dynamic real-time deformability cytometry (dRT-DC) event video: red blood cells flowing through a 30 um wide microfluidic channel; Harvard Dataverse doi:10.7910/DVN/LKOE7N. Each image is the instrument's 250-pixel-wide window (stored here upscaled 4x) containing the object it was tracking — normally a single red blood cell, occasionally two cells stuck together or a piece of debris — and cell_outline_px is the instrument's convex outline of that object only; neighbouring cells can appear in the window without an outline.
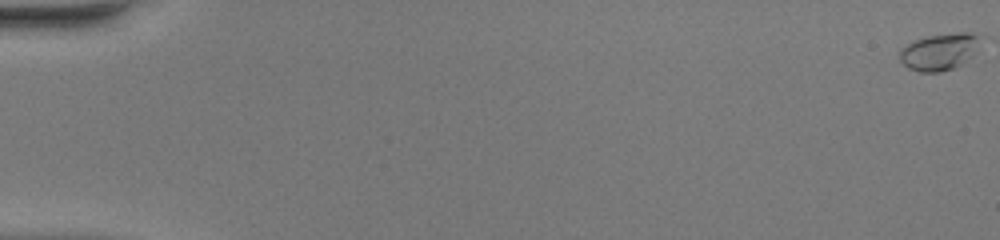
{"species": "common noctule bat (a hibernating species)", "species_latin": "Nyctalus noctula", "temperature_condition": "warm", "stored_images_in_passage": 52, "camera_frame_rate_fps": 3000, "um_per_image_px": 0.085, "animal": {"sex": "female", "body_mass_g": 20.0, "forearm_length_mm": 54.0}, "frame": {"image": 1, "passage_image": 1, "time_ms": 0.0, "image_size_px": [1000, 240], "cell_outline_px": [[976, 40], [972, 56], [960, 64], [952, 68], [940, 72], [920, 72], [908, 68], [900, 60], [900, 48], [916, 40], [928, 36], [960, 32], [968, 32], [976, 36]], "centroid_in_image_um": [79.75, 4.42], "position_along_channel_um": 5.2, "area_um2": 16.59}}
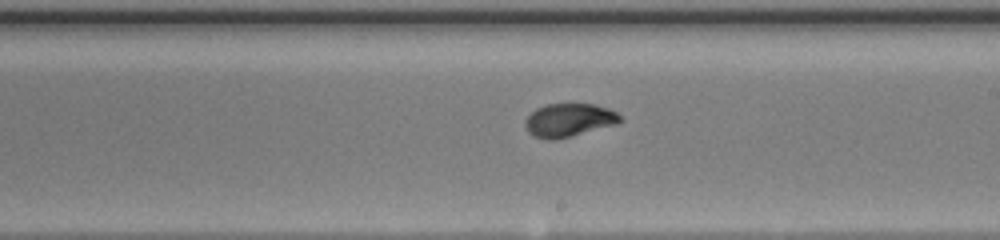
{"frame": {"image": 2, "passage_image": 32, "time_ms": 10.333, "image_size_px": [1000, 240], "cell_outline_px": [[624, 120], [616, 124], [556, 140], [548, 140], [536, 136], [528, 132], [524, 124], [524, 120], [536, 108], [548, 104], [592, 104], [608, 108], [616, 112]], "centroid_in_image_um": [48.35, 10.21], "position_along_channel_um": 240.6, "area_um2": 18.32}}
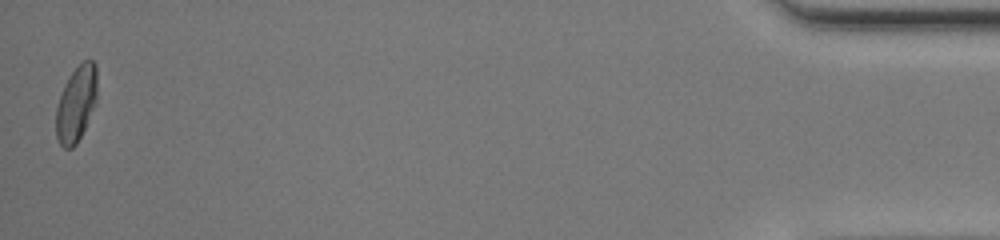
{"frame": {"image": 3, "passage_image": 52, "time_ms": 17.0, "image_size_px": [1000, 240], "cell_outline_px": [[96, 104], [76, 144], [72, 148], [64, 148], [60, 144], [56, 136], [56, 108], [64, 84], [72, 72], [84, 60], [92, 60], [96, 64]], "centroid_in_image_um": [6.47, 8.82], "position_along_channel_um": 428.7, "area_um2": 17.92}, "authors_computed_cell_mechanics": {"area_um2": 17.8602, "velocity_mm_per_s": 4.1225, "shape_relaxation_time_tau1_ms": 6.8764, "shape_relaxation_time_tau2_ms": null, "deformation_change_tau1": 0.2312, "deformation_change_tau2": null}}